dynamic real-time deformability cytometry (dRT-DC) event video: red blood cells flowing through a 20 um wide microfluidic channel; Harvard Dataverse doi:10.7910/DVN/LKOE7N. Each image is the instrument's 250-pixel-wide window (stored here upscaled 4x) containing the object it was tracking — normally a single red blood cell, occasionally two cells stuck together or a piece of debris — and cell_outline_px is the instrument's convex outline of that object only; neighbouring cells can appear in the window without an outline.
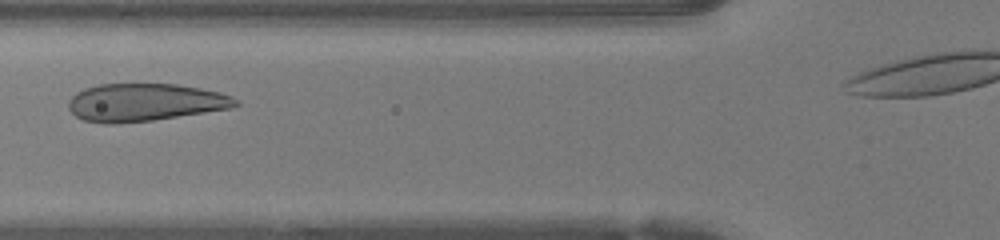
{"species": "human", "species_latin": "Homo sapiens", "temperature_condition": "warm", "stored_images_in_passage": 31, "camera_frame_rate_fps": 3000, "um_per_image_px": 0.085, "donor": {"sex": "female"}, "frame": {"image": 1, "passage_image": 9, "time_ms": 2.667, "image_size_px": [1000, 240], "cell_outline_px": [[240, 104], [228, 108], [204, 112], [152, 120], [116, 124], [104, 124], [84, 120], [76, 116], [68, 108], [68, 100], [76, 92], [84, 88], [100, 84], [180, 84], [200, 88], [232, 96]], "centroid_in_image_um": [12.25, 8.7], "position_along_channel_um": 113.6, "area_um2": 36.53}}
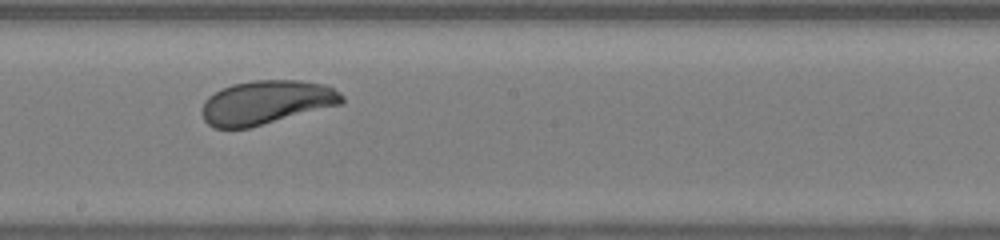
{"frame": {"image": 2, "passage_image": 17, "time_ms": 5.333, "image_size_px": [1000, 240], "cell_outline_px": [[344, 100], [340, 104], [248, 128], [212, 128], [204, 120], [200, 112], [200, 108], [204, 100], [208, 96], [220, 88], [232, 84], [252, 80], [300, 80], [324, 84], [340, 92], [344, 96]], "centroid_in_image_um": [22.57, 8.69], "position_along_channel_um": 225.6, "area_um2": 35.89}}
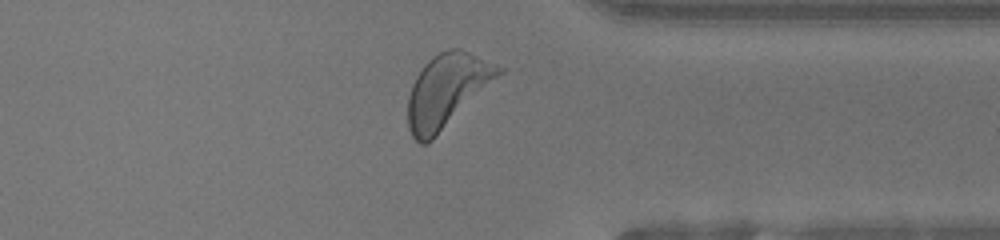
{"frame": {"image": 3, "passage_image": 28, "time_ms": 9.0, "image_size_px": [1000, 240], "cell_outline_px": [[504, 72], [428, 144], [420, 144], [412, 136], [408, 128], [408, 96], [412, 84], [416, 76], [424, 64], [428, 60], [440, 52], [448, 48], [460, 48], [496, 64], [504, 68]], "centroid_in_image_um": [37.97, 7.7], "position_along_channel_um": 373.4, "area_um2": 38.49}}